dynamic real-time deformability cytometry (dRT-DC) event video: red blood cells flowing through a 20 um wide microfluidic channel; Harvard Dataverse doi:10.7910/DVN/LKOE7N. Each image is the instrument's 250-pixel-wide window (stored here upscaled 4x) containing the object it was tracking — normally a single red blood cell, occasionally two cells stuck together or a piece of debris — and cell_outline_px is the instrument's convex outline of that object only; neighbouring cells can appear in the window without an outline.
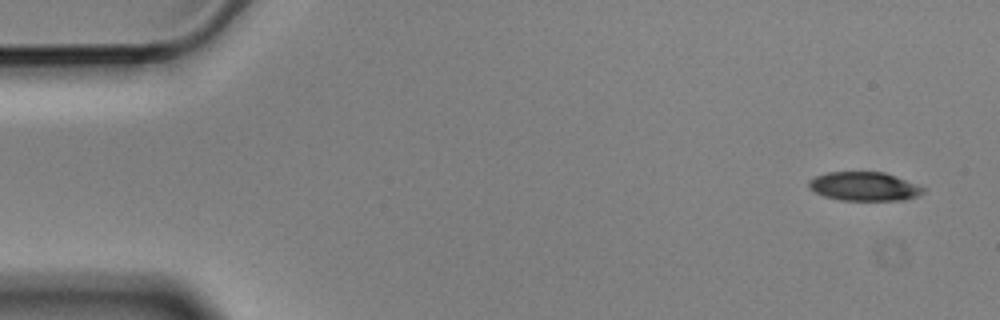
{"species": "Egyptian fruit bat (a non-hibernating species)", "species_latin": "Rousettus aegyptiacus", "temperature_condition": "cold", "stored_images_in_passage": 4, "camera_frame_rate_fps": 3000, "um_per_image_px": 0.085, "animal": {"sex": "male"}, "frame": {"image": 1, "passage_image": 1, "time_ms": 0.0, "image_size_px": [1000, 320], "cell_outline_px": [[928, 188], [924, 192], [916, 196], [904, 200], [840, 200], [824, 196], [808, 188], [808, 180], [816, 176], [828, 172], [884, 172]], "centroid_in_image_um": [73.46, 15.84], "position_along_channel_um": 11.5, "area_um2": 19.25}}